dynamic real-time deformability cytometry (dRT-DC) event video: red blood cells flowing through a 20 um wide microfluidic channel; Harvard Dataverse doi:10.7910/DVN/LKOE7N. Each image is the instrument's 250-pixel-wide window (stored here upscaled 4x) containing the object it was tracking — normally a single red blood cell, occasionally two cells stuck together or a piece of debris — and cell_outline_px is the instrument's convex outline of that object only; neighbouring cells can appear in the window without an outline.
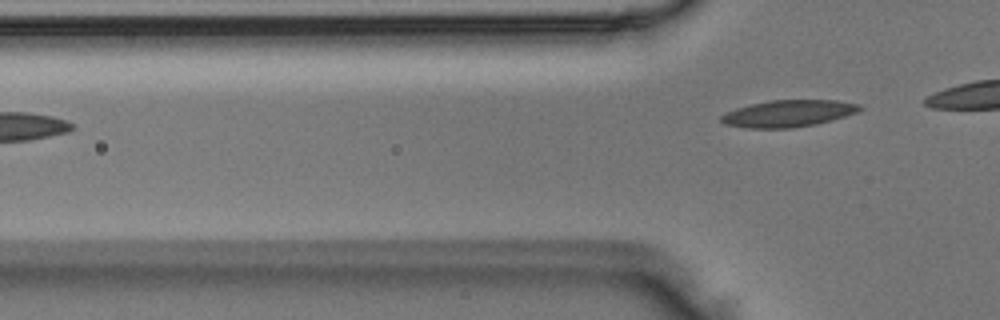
{"species": "Egyptian fruit bat (a non-hibernating species)", "species_latin": "Rousettus aegyptiacus", "temperature_condition": "room temperature", "stored_images_in_passage": 5, "camera_frame_rate_fps": 3000, "um_per_image_px": 0.085, "animal": {"sex": "male"}, "frame": {"image": 1, "passage_image": 5, "time_ms": 1.333, "image_size_px": [1000, 320], "cell_outline_px": [[864, 108], [856, 112], [832, 120], [816, 124], [792, 128], [744, 128], [724, 124], [720, 120], [720, 116], [724, 112], [736, 108], [768, 100], [836, 100], [860, 104]], "centroid_in_image_um": [66.97, 9.65], "position_along_channel_um": 58.8, "area_um2": 21.79}}